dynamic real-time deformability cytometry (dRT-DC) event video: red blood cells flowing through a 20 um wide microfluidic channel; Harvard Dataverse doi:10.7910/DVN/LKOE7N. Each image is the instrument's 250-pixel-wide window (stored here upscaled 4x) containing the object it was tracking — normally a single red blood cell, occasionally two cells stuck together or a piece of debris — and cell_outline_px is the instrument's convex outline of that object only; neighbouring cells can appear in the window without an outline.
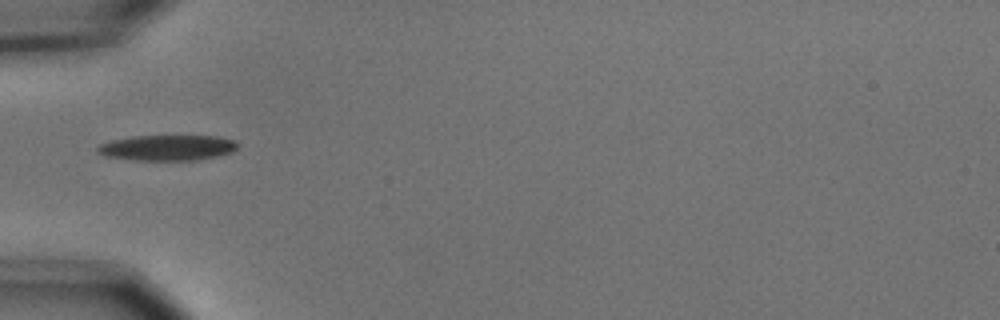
{"species": "common noctule bat (a hibernating species)", "species_latin": "Nyctalus noctula", "temperature_condition": "cold", "stored_images_in_passage": 6, "camera_frame_rate_fps": 3000, "um_per_image_px": 0.085, "animal": {"sex": "male", "body_mass_g": 15.6}, "frame": {"image": 1, "passage_image": 1, "time_ms": 0.0, "image_size_px": [1000, 320], "cell_outline_px": [[236, 148], [232, 152], [216, 156], [196, 160], [132, 160], [104, 156], [96, 152], [96, 148], [100, 144], [112, 140], [132, 136], [216, 136], [232, 140], [236, 144]], "centroid_in_image_um": [14.15, 12.56], "position_along_channel_um": 70.8, "area_um2": 20.75}}